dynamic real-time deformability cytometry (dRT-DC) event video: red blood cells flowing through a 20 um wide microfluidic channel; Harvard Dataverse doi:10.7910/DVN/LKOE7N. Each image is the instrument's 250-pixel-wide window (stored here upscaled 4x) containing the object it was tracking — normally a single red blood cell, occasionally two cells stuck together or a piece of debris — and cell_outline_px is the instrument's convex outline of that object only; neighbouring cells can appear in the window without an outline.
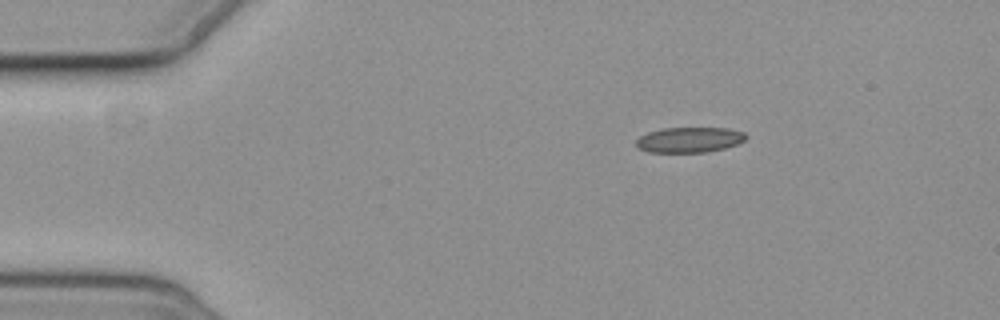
{"species": "common noctule bat (a hibernating species)", "species_latin": "Nyctalus noctula", "temperature_condition": "cold", "stored_images_in_passage": 2, "camera_frame_rate_fps": 3000, "um_per_image_px": 0.085, "animal": {"sex": "female", "body_mass_g": 19.3, "forearm_length_mm": 54.1}, "frame": {"image": 1, "passage_image": 1, "time_ms": 0.0, "image_size_px": [1000, 320], "cell_outline_px": [[748, 136], [744, 140], [736, 144], [724, 148], [704, 152], [648, 152], [640, 148], [636, 144], [636, 140], [640, 136], [648, 132], [664, 128], [728, 128], [744, 132]], "centroid_in_image_um": [58.6, 11.87], "position_along_channel_um": 26.4, "area_um2": 16.07}}